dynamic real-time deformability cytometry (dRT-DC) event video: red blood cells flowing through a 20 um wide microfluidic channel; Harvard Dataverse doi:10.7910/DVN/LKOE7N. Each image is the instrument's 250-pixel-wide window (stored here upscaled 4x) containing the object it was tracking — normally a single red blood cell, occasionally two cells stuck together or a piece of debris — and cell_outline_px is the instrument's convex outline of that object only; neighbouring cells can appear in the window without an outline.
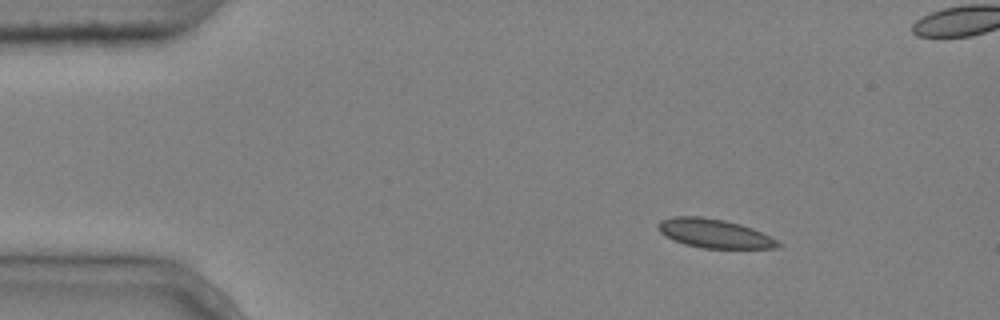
{"species": "common noctule bat (a hibernating species)", "species_latin": "Nyctalus noctula", "temperature_condition": "cold", "stored_images_in_passage": 5, "camera_frame_rate_fps": 3000, "um_per_image_px": 0.085, "animal": {"sex": "male", "body_mass_g": 20.4}, "frame": {"image": 1, "passage_image": 2, "time_ms": 0.333, "image_size_px": [1000, 320], "cell_outline_px": [[784, 244], [780, 248], [704, 248], [684, 244], [672, 240], [664, 236], [656, 228], [656, 224], [660, 220], [672, 216], [700, 216], [724, 220], [740, 224], [752, 228], [772, 236]], "centroid_in_image_um": [60.72, 19.84], "position_along_channel_um": 24.3, "area_um2": 20.58}}